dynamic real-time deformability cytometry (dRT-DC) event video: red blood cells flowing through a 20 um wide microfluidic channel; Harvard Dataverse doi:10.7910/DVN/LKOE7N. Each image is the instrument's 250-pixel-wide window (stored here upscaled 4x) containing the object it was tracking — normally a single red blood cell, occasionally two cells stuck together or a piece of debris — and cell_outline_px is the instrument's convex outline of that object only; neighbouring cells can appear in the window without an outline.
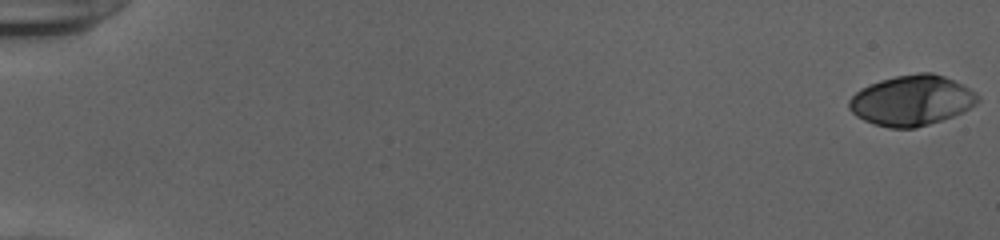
{"species": "human", "species_latin": "Homo sapiens", "temperature_condition": "cold", "stored_images_in_passage": 54, "camera_frame_rate_fps": 3000, "um_per_image_px": 0.085, "donor": {"sex": "female"}, "frame": {"image": 1, "passage_image": 1, "time_ms": 0.0, "image_size_px": [1000, 240], "cell_outline_px": [[980, 100], [976, 104], [964, 112], [916, 128], [888, 128], [864, 120], [856, 116], [848, 108], [848, 100], [860, 88], [868, 84], [880, 80], [896, 76], [920, 72], [932, 72], [944, 76], [976, 92], [980, 96]], "centroid_in_image_um": [77.48, 8.53], "position_along_channel_um": 7.5, "area_um2": 37.74}}
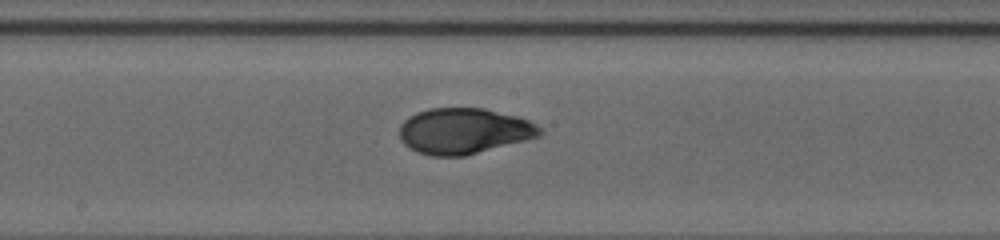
{"frame": {"image": 2, "passage_image": 31, "time_ms": 10.0, "image_size_px": [1000, 240], "cell_outline_px": [[544, 132], [540, 136], [464, 156], [432, 156], [416, 152], [408, 148], [400, 140], [400, 124], [408, 116], [416, 112], [428, 108], [484, 108], [516, 116], [528, 120], [536, 124]], "centroid_in_image_um": [39.39, 11.13], "position_along_channel_um": 208.8, "area_um2": 37.57}}
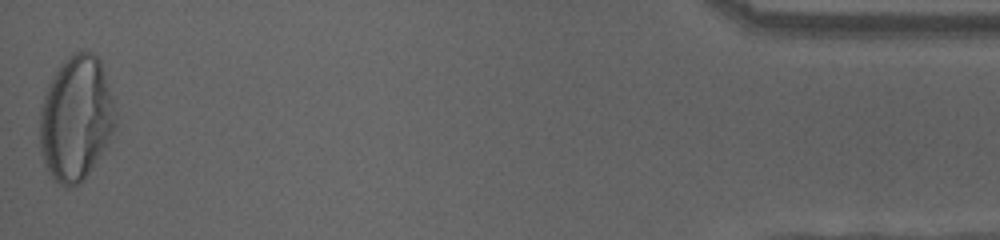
{"frame": {"image": 3, "passage_image": 54, "time_ms": 17.667, "image_size_px": [1000, 240], "cell_outline_px": [[116, 124], [104, 148], [92, 168], [84, 180], [68, 188], [64, 188], [52, 176], [44, 164], [40, 152], [40, 108], [48, 84], [52, 76], [60, 64], [68, 56], [84, 48], [92, 52], [100, 60], [112, 96], [116, 112]], "centroid_in_image_um": [6.45, 10.04], "position_along_channel_um": 428.8, "area_um2": 55.14}, "authors_computed_cell_mechanics": {"area_um2": 37.1365, "velocity_mm_per_s": 3.9179, "shape_relaxation_time_tau1_ms": 5.3418, "shape_relaxation_time_tau2_ms": 0.6789, "deformation_change_tau1": 0.2182, "deformation_change_tau2": 0.0415}}